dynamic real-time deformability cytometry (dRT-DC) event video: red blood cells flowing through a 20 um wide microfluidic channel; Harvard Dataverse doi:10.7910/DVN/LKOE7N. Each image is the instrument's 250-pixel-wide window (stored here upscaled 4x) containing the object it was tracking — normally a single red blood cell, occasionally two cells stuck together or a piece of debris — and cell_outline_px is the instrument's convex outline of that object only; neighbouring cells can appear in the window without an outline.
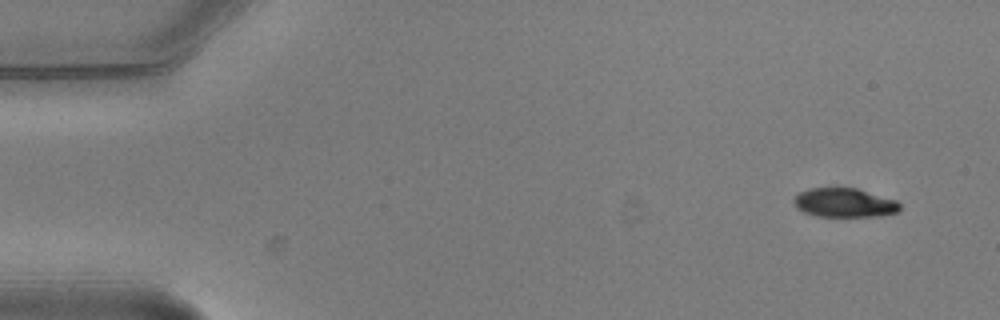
{"species": "common noctule bat (a hibernating species)", "species_latin": "Nyctalus noctula", "temperature_condition": "warm", "stored_images_in_passage": 8, "camera_frame_rate_fps": 3000, "um_per_image_px": 0.085, "animal": {"sex": "male", "body_mass_g": 20.5, "forearm_length_mm": 52.5}, "frame": {"image": 1, "passage_image": 1, "time_ms": 0.0, "image_size_px": [1000, 320], "cell_outline_px": [[900, 212], [880, 216], [816, 216], [804, 212], [796, 208], [792, 200], [800, 192], [808, 188], [836, 184], [856, 188], [896, 200], [900, 204]], "centroid_in_image_um": [71.74, 17.18], "position_along_channel_um": 13.3, "area_um2": 18.67}}
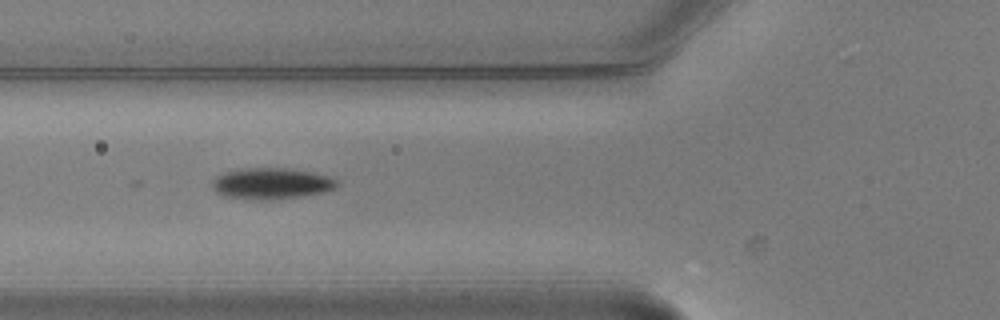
{"frame": {"image": 2, "passage_image": 6, "time_ms": 1.667, "image_size_px": [1000, 320], "cell_outline_px": [[336, 184], [332, 188], [320, 192], [272, 200], [252, 200], [224, 196], [216, 192], [212, 188], [212, 180], [216, 176], [224, 172], [248, 168], [288, 168], [312, 172], [336, 180]], "centroid_in_image_um": [22.94, 15.6], "position_along_channel_um": 102.9, "area_um2": 22.25}}
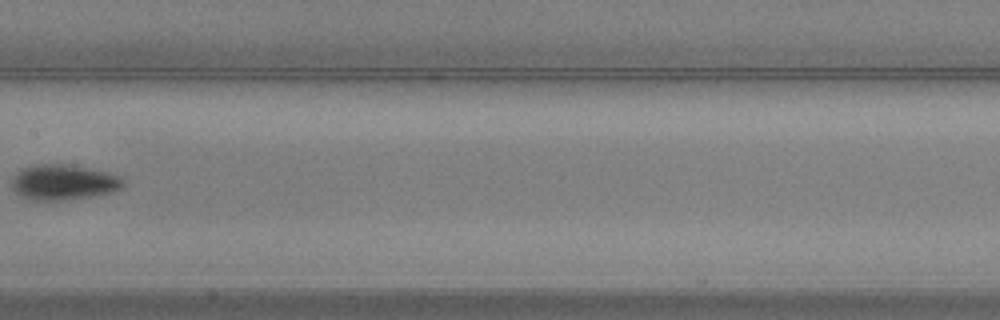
{"frame": {"image": 3, "passage_image": 8, "time_ms": 2.333, "image_size_px": [1000, 320], "cell_outline_px": [[128, 184], [124, 188], [112, 192], [96, 196], [64, 200], [28, 200], [20, 196], [12, 188], [12, 180], [16, 172], [20, 168], [32, 164], [64, 164], [88, 168], [120, 176]], "centroid_in_image_um": [5.4, 15.5], "position_along_channel_um": 202.0, "area_um2": 23.35}}